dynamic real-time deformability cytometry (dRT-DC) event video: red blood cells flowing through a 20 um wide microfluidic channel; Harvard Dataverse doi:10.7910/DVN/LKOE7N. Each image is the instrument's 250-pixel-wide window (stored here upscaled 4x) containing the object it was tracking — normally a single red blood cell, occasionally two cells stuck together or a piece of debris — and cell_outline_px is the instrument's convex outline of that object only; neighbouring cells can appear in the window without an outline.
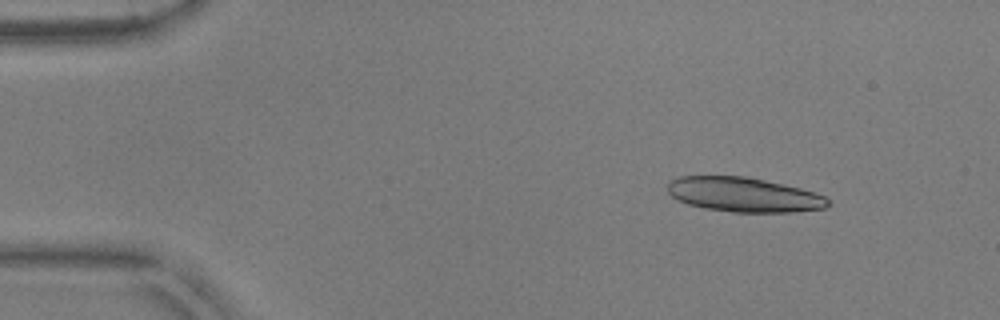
{"species": "common noctule bat (a hibernating species)", "species_latin": "Nyctalus noctula", "temperature_condition": "warm", "stored_images_in_passage": 52, "segment_of_instrument_passage": [1, 2], "camera_frame_rate_fps": 3000, "um_per_image_px": 0.085, "animal": {"sex": "male", "body_mass_g": 17.9, "forearm_length_mm": 54.2}, "frame": {"image": 1, "passage_image": 7, "time_ms": 2.0, "image_size_px": [1000, 320], "cell_outline_px": [[828, 204], [824, 208], [792, 212], [732, 212], [704, 208], [688, 204], [672, 196], [668, 192], [668, 180], [676, 176], [748, 176], [800, 188], [824, 196], [828, 200]], "centroid_in_image_um": [63.17, 16.53], "position_along_channel_um": 21.8, "area_um2": 32.19}}